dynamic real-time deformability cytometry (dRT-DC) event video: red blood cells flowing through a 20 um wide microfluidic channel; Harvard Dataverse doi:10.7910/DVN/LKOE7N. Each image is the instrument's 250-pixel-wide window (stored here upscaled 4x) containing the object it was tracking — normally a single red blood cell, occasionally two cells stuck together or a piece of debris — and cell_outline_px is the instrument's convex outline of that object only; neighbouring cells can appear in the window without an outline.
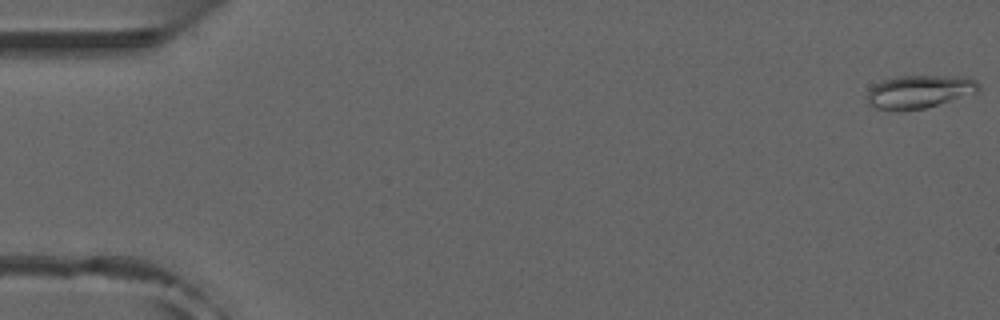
{"species": "common noctule bat (a hibernating species)", "species_latin": "Nyctalus noctula", "temperature_condition": "room temperature", "stored_images_in_passage": 52, "camera_frame_rate_fps": 3000, "um_per_image_px": 0.085, "animal": {"sex": "male", "forearm_length_mm": 52.5}, "frame": {"image": 1, "passage_image": 1, "time_ms": 0.0, "image_size_px": [1000, 320], "cell_outline_px": [[980, 92], [924, 108], [904, 112], [896, 112], [876, 108], [868, 104], [868, 92], [876, 84], [884, 80], [896, 76], [964, 76], [976, 80], [980, 84]], "centroid_in_image_um": [78.17, 7.81], "position_along_channel_um": 6.8, "area_um2": 21.79}}
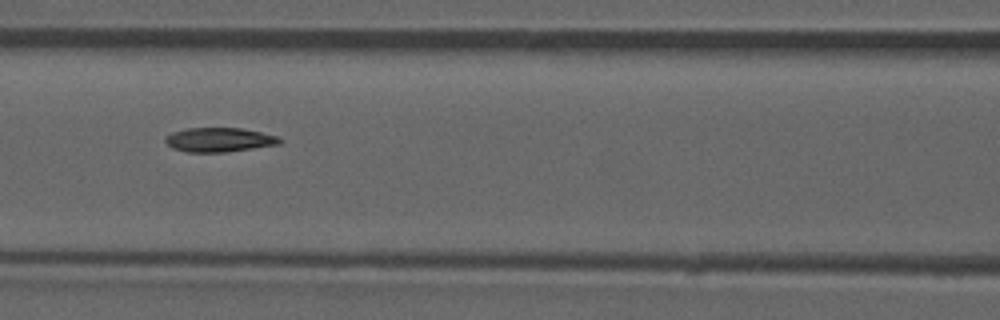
{"frame": {"image": 2, "passage_image": 23, "time_ms": 7.333, "image_size_px": [1000, 320], "cell_outline_px": [[284, 140], [280, 144], [228, 152], [188, 152], [172, 148], [164, 140], [172, 132], [188, 128], [240, 128], [260, 132], [276, 136]], "centroid_in_image_um": [18.65, 11.89], "position_along_channel_um": 147.9, "area_um2": 16.07}}